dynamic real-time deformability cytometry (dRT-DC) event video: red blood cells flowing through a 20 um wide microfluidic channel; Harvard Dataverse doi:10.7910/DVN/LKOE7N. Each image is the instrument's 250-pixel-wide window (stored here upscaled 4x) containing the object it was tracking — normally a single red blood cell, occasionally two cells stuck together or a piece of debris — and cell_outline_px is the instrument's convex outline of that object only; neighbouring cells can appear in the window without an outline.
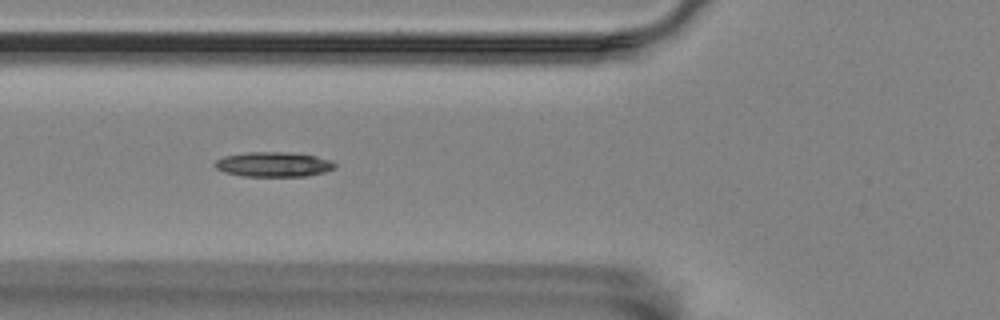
{"species": "Egyptian fruit bat (a non-hibernating species)", "species_latin": "Rousettus aegyptiacus", "temperature_condition": "room temperature", "stored_images_in_passage": 42, "camera_frame_rate_fps": 3000, "um_per_image_px": 0.085, "animal": {"sex": "female"}, "frame": {"image": 1, "passage_image": 6, "time_ms": 1.667, "image_size_px": [1000, 320], "cell_outline_px": [[336, 168], [324, 172], [304, 176], [244, 176], [224, 172], [216, 168], [212, 164], [216, 160], [224, 156], [248, 152], [284, 152], [316, 156], [332, 160], [336, 164]], "centroid_in_image_um": [23.24, 13.97], "position_along_channel_um": 102.6, "area_um2": 17.34}}
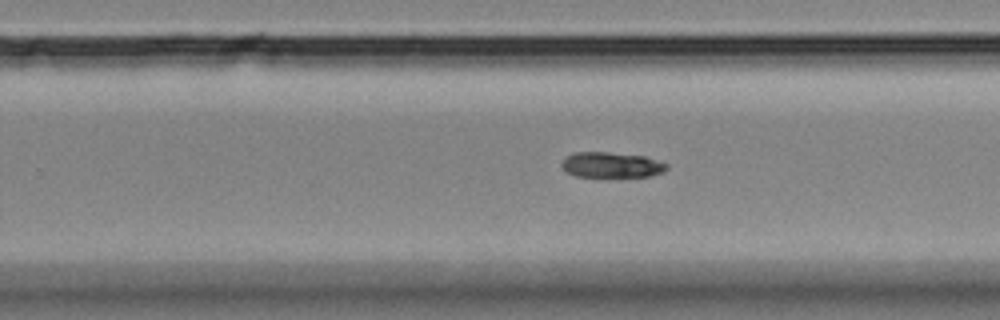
{"frame": {"image": 2, "passage_image": 21, "time_ms": 6.667, "image_size_px": [1000, 320], "cell_outline_px": [[668, 168], [664, 172], [652, 176], [576, 176], [564, 172], [560, 164], [564, 156], [576, 152], [608, 152], [644, 156], [668, 164]], "centroid_in_image_um": [51.93, 14.01], "position_along_channel_um": 277.9, "area_um2": 15.66}}
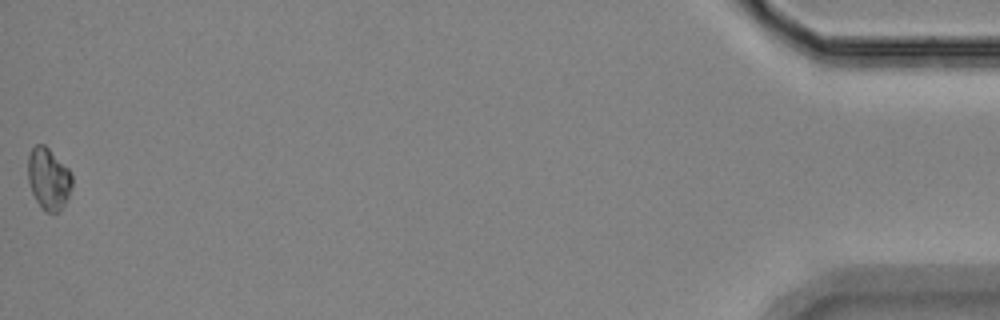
{"frame": {"image": 3, "passage_image": 42, "time_ms": 13.667, "image_size_px": [1000, 320], "cell_outline_px": [[72, 184], [68, 196], [60, 212], [44, 212], [36, 200], [32, 192], [28, 180], [28, 156], [32, 148], [36, 144], [44, 144], [68, 168], [72, 176]], "centroid_in_image_um": [4.12, 15.2], "position_along_channel_um": 431.1, "area_um2": 15.78}}